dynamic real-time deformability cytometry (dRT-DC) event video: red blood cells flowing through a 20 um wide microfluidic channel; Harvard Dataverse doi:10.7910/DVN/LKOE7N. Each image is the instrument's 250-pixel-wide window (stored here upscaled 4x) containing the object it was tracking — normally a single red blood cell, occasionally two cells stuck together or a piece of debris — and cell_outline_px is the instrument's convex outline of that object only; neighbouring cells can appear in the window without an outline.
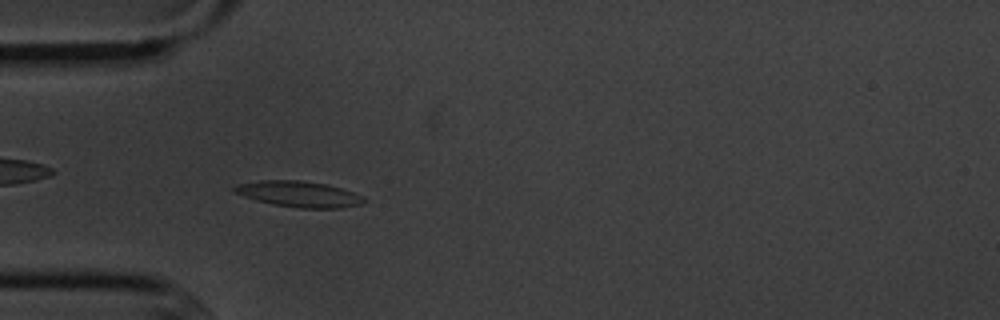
{"species": "common noctule bat (a hibernating species)", "species_latin": "Nyctalus noctula", "temperature_condition": "cold", "stored_images_in_passage": 5, "camera_frame_rate_fps": 3000, "um_per_image_px": 0.085, "animal": {"sex": "male", "body_mass_g": 20.1, "forearm_length_mm": 53.5}, "frame": {"image": 1, "passage_image": 4, "time_ms": 3.667, "image_size_px": [1000, 320], "cell_outline_px": [[368, 200], [360, 204], [336, 208], [300, 208], [272, 204], [256, 200], [244, 196], [236, 192], [232, 188], [236, 184], [260, 180], [300, 180], [328, 184], [364, 196]], "centroid_in_image_um": [25.41, 16.49], "position_along_channel_um": 59.6, "area_um2": 19.48}}
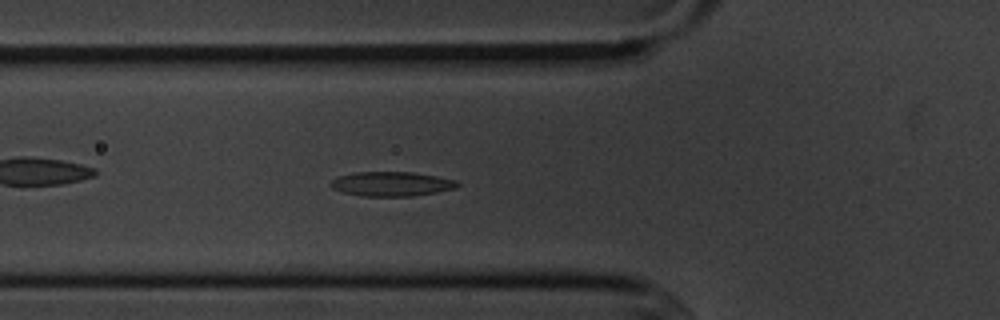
{"frame": {"image": 2, "passage_image": 5, "time_ms": 4.667, "image_size_px": [1000, 320], "cell_outline_px": [[460, 184], [456, 188], [436, 192], [412, 196], [360, 196], [344, 192], [332, 188], [328, 184], [336, 176], [352, 172], [412, 172], [436, 176], [456, 180]], "centroid_in_image_um": [33.24, 15.63], "position_along_channel_um": 92.6, "area_um2": 18.15}}